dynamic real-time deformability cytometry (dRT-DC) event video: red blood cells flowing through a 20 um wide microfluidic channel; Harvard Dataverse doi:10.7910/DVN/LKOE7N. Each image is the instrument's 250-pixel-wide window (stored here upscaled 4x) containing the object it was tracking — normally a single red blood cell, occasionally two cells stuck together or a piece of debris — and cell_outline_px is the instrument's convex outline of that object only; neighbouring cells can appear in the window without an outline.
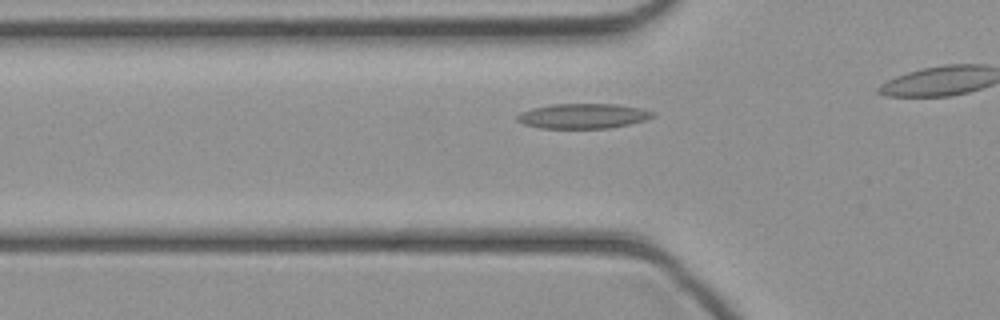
{"species": "common noctule bat (a hibernating species)", "species_latin": "Nyctalus noctula", "temperature_condition": "cold", "stored_images_in_passage": 25, "camera_frame_rate_fps": 3000, "um_per_image_px": 0.085, "animal": {"sex": "female", "body_mass_g": 21.9}, "frame": {"image": 1, "passage_image": 5, "time_ms": 1.333, "image_size_px": [1000, 320], "cell_outline_px": [[656, 116], [644, 120], [628, 124], [608, 128], [540, 128], [524, 124], [516, 120], [516, 116], [520, 112], [532, 108], [552, 104], [616, 104], [640, 108], [656, 112]], "centroid_in_image_um": [49.55, 9.85], "position_along_channel_um": 76.2, "area_um2": 19.71}}
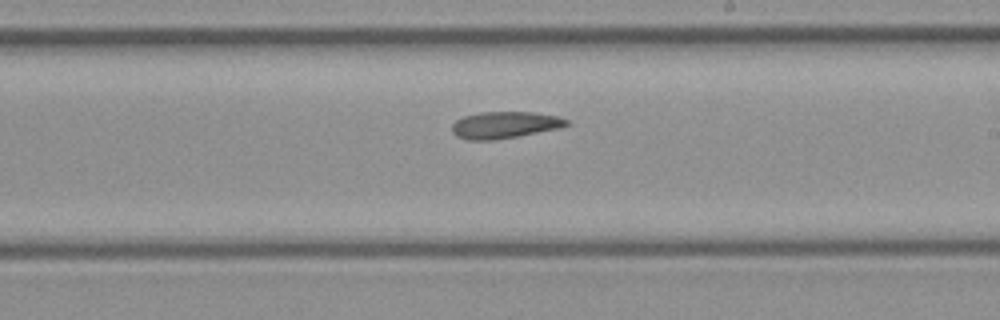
{"frame": {"image": 2, "passage_image": 16, "time_ms": 5.0, "image_size_px": [1000, 320], "cell_outline_px": [[568, 124], [560, 128], [496, 140], [468, 140], [456, 136], [452, 132], [452, 124], [456, 120], [464, 116], [484, 112], [532, 112], [560, 116], [568, 120]], "centroid_in_image_um": [42.9, 10.62], "position_along_channel_um": 246.1, "area_um2": 17.86}}
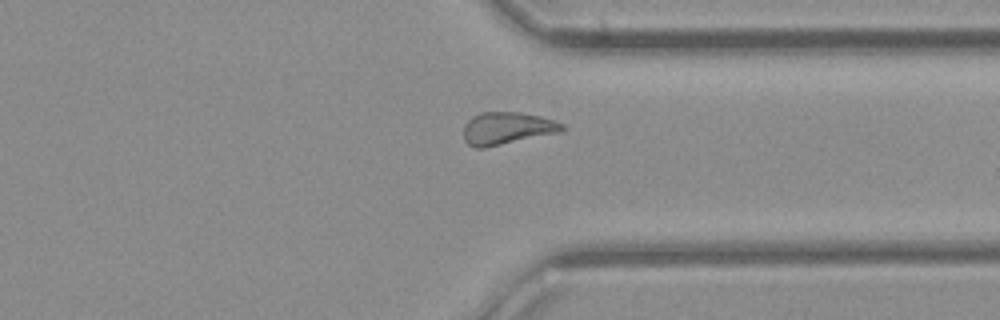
{"frame": {"image": 3, "passage_image": 24, "time_ms": 7.667, "image_size_px": [1000, 320], "cell_outline_px": [[564, 128], [560, 132], [484, 148], [476, 148], [468, 144], [464, 140], [464, 124], [472, 116], [480, 112], [520, 112], [540, 116], [564, 124]], "centroid_in_image_um": [43.06, 10.9], "position_along_channel_um": 368.3, "area_um2": 18.55}}